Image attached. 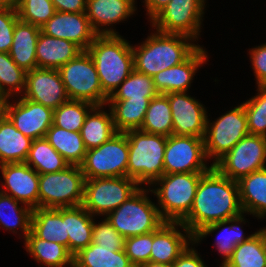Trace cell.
Masks as SVG:
<instances>
[{
    "mask_svg": "<svg viewBox=\"0 0 266 267\" xmlns=\"http://www.w3.org/2000/svg\"><path fill=\"white\" fill-rule=\"evenodd\" d=\"M242 213L238 181L221 175L212 167L201 177L193 206L181 223L194 236L206 225Z\"/></svg>",
    "mask_w": 266,
    "mask_h": 267,
    "instance_id": "obj_1",
    "label": "cell"
},
{
    "mask_svg": "<svg viewBox=\"0 0 266 267\" xmlns=\"http://www.w3.org/2000/svg\"><path fill=\"white\" fill-rule=\"evenodd\" d=\"M194 41L185 35L156 30L141 45L132 46L134 69L153 77L160 71L179 65L200 47Z\"/></svg>",
    "mask_w": 266,
    "mask_h": 267,
    "instance_id": "obj_2",
    "label": "cell"
},
{
    "mask_svg": "<svg viewBox=\"0 0 266 267\" xmlns=\"http://www.w3.org/2000/svg\"><path fill=\"white\" fill-rule=\"evenodd\" d=\"M103 92L110 97L134 70L132 44L119 35H97L87 49Z\"/></svg>",
    "mask_w": 266,
    "mask_h": 267,
    "instance_id": "obj_3",
    "label": "cell"
},
{
    "mask_svg": "<svg viewBox=\"0 0 266 267\" xmlns=\"http://www.w3.org/2000/svg\"><path fill=\"white\" fill-rule=\"evenodd\" d=\"M128 138L129 156L126 176L140 186H151L164 174V151L167 137L149 134L141 130L125 132Z\"/></svg>",
    "mask_w": 266,
    "mask_h": 267,
    "instance_id": "obj_4",
    "label": "cell"
},
{
    "mask_svg": "<svg viewBox=\"0 0 266 267\" xmlns=\"http://www.w3.org/2000/svg\"><path fill=\"white\" fill-rule=\"evenodd\" d=\"M205 173L163 174L150 187L157 197L159 214L165 222H181L190 212L197 186ZM158 185V187H156ZM161 208V209H160Z\"/></svg>",
    "mask_w": 266,
    "mask_h": 267,
    "instance_id": "obj_5",
    "label": "cell"
},
{
    "mask_svg": "<svg viewBox=\"0 0 266 267\" xmlns=\"http://www.w3.org/2000/svg\"><path fill=\"white\" fill-rule=\"evenodd\" d=\"M151 188L140 187L105 218L124 238L156 231L165 221L158 207L148 197Z\"/></svg>",
    "mask_w": 266,
    "mask_h": 267,
    "instance_id": "obj_6",
    "label": "cell"
},
{
    "mask_svg": "<svg viewBox=\"0 0 266 267\" xmlns=\"http://www.w3.org/2000/svg\"><path fill=\"white\" fill-rule=\"evenodd\" d=\"M58 70L70 100L107 106L109 97L102 90L95 63L87 50L80 52Z\"/></svg>",
    "mask_w": 266,
    "mask_h": 267,
    "instance_id": "obj_7",
    "label": "cell"
},
{
    "mask_svg": "<svg viewBox=\"0 0 266 267\" xmlns=\"http://www.w3.org/2000/svg\"><path fill=\"white\" fill-rule=\"evenodd\" d=\"M84 183L85 177L78 165L39 174V207L57 209L82 205Z\"/></svg>",
    "mask_w": 266,
    "mask_h": 267,
    "instance_id": "obj_8",
    "label": "cell"
},
{
    "mask_svg": "<svg viewBox=\"0 0 266 267\" xmlns=\"http://www.w3.org/2000/svg\"><path fill=\"white\" fill-rule=\"evenodd\" d=\"M140 187L134 179L127 176L85 179L82 206L94 217H105Z\"/></svg>",
    "mask_w": 266,
    "mask_h": 267,
    "instance_id": "obj_9",
    "label": "cell"
},
{
    "mask_svg": "<svg viewBox=\"0 0 266 267\" xmlns=\"http://www.w3.org/2000/svg\"><path fill=\"white\" fill-rule=\"evenodd\" d=\"M129 147L125 132H117L96 148L87 150L80 165L85 179L125 177Z\"/></svg>",
    "mask_w": 266,
    "mask_h": 267,
    "instance_id": "obj_10",
    "label": "cell"
},
{
    "mask_svg": "<svg viewBox=\"0 0 266 267\" xmlns=\"http://www.w3.org/2000/svg\"><path fill=\"white\" fill-rule=\"evenodd\" d=\"M249 134L243 103L222 114L215 121L207 118L204 137L205 154L214 165L234 145ZM214 158V159H213Z\"/></svg>",
    "mask_w": 266,
    "mask_h": 267,
    "instance_id": "obj_11",
    "label": "cell"
},
{
    "mask_svg": "<svg viewBox=\"0 0 266 267\" xmlns=\"http://www.w3.org/2000/svg\"><path fill=\"white\" fill-rule=\"evenodd\" d=\"M213 167L223 176L239 181L252 172L266 168V137H243Z\"/></svg>",
    "mask_w": 266,
    "mask_h": 267,
    "instance_id": "obj_12",
    "label": "cell"
},
{
    "mask_svg": "<svg viewBox=\"0 0 266 267\" xmlns=\"http://www.w3.org/2000/svg\"><path fill=\"white\" fill-rule=\"evenodd\" d=\"M206 0H170L150 21L163 33L181 34L198 41Z\"/></svg>",
    "mask_w": 266,
    "mask_h": 267,
    "instance_id": "obj_13",
    "label": "cell"
},
{
    "mask_svg": "<svg viewBox=\"0 0 266 267\" xmlns=\"http://www.w3.org/2000/svg\"><path fill=\"white\" fill-rule=\"evenodd\" d=\"M207 161L204 138L175 134L167 137L164 174L206 173L213 167Z\"/></svg>",
    "mask_w": 266,
    "mask_h": 267,
    "instance_id": "obj_14",
    "label": "cell"
},
{
    "mask_svg": "<svg viewBox=\"0 0 266 267\" xmlns=\"http://www.w3.org/2000/svg\"><path fill=\"white\" fill-rule=\"evenodd\" d=\"M9 100L6 99L5 115L15 128L32 140L45 137L53 124L54 110L22 96L13 103Z\"/></svg>",
    "mask_w": 266,
    "mask_h": 267,
    "instance_id": "obj_15",
    "label": "cell"
},
{
    "mask_svg": "<svg viewBox=\"0 0 266 267\" xmlns=\"http://www.w3.org/2000/svg\"><path fill=\"white\" fill-rule=\"evenodd\" d=\"M165 95L171 108L173 134L204 138L208 118L204 104L187 92H170Z\"/></svg>",
    "mask_w": 266,
    "mask_h": 267,
    "instance_id": "obj_16",
    "label": "cell"
},
{
    "mask_svg": "<svg viewBox=\"0 0 266 267\" xmlns=\"http://www.w3.org/2000/svg\"><path fill=\"white\" fill-rule=\"evenodd\" d=\"M3 181L0 192L12 196L32 210L39 207V174L26 162L0 165ZM9 193V194H8Z\"/></svg>",
    "mask_w": 266,
    "mask_h": 267,
    "instance_id": "obj_17",
    "label": "cell"
},
{
    "mask_svg": "<svg viewBox=\"0 0 266 267\" xmlns=\"http://www.w3.org/2000/svg\"><path fill=\"white\" fill-rule=\"evenodd\" d=\"M21 96L53 110L69 100L59 70L38 67L26 72Z\"/></svg>",
    "mask_w": 266,
    "mask_h": 267,
    "instance_id": "obj_18",
    "label": "cell"
},
{
    "mask_svg": "<svg viewBox=\"0 0 266 267\" xmlns=\"http://www.w3.org/2000/svg\"><path fill=\"white\" fill-rule=\"evenodd\" d=\"M40 29L42 33L50 37L72 41L82 50H87L97 36L91 27L86 12L56 11L54 16Z\"/></svg>",
    "mask_w": 266,
    "mask_h": 267,
    "instance_id": "obj_19",
    "label": "cell"
},
{
    "mask_svg": "<svg viewBox=\"0 0 266 267\" xmlns=\"http://www.w3.org/2000/svg\"><path fill=\"white\" fill-rule=\"evenodd\" d=\"M178 226L183 230L180 231ZM193 242V235L181 222H164L156 231H153L150 261L173 264Z\"/></svg>",
    "mask_w": 266,
    "mask_h": 267,
    "instance_id": "obj_20",
    "label": "cell"
},
{
    "mask_svg": "<svg viewBox=\"0 0 266 267\" xmlns=\"http://www.w3.org/2000/svg\"><path fill=\"white\" fill-rule=\"evenodd\" d=\"M135 0H87L86 14L97 35H119L113 24L135 14ZM112 27H109L111 26ZM105 26V27H104ZM108 26V27H107Z\"/></svg>",
    "mask_w": 266,
    "mask_h": 267,
    "instance_id": "obj_21",
    "label": "cell"
},
{
    "mask_svg": "<svg viewBox=\"0 0 266 267\" xmlns=\"http://www.w3.org/2000/svg\"><path fill=\"white\" fill-rule=\"evenodd\" d=\"M208 59V54L200 46L183 63L160 71L153 76L155 87L159 94L170 92H188L191 87L193 77L199 67H202Z\"/></svg>",
    "mask_w": 266,
    "mask_h": 267,
    "instance_id": "obj_22",
    "label": "cell"
},
{
    "mask_svg": "<svg viewBox=\"0 0 266 267\" xmlns=\"http://www.w3.org/2000/svg\"><path fill=\"white\" fill-rule=\"evenodd\" d=\"M245 220L244 213H242L237 217L206 225L193 236L194 243L199 244L203 238L221 229L214 244L218 249L217 251L220 255H222V263H226L234 248L243 241L248 240L253 235H247V237L244 235L240 225L242 223L245 224Z\"/></svg>",
    "mask_w": 266,
    "mask_h": 267,
    "instance_id": "obj_23",
    "label": "cell"
},
{
    "mask_svg": "<svg viewBox=\"0 0 266 267\" xmlns=\"http://www.w3.org/2000/svg\"><path fill=\"white\" fill-rule=\"evenodd\" d=\"M31 231L40 239L56 242L69 250V237L66 228L65 208L33 209L31 218Z\"/></svg>",
    "mask_w": 266,
    "mask_h": 267,
    "instance_id": "obj_24",
    "label": "cell"
},
{
    "mask_svg": "<svg viewBox=\"0 0 266 267\" xmlns=\"http://www.w3.org/2000/svg\"><path fill=\"white\" fill-rule=\"evenodd\" d=\"M82 51L72 41L50 37L40 31L36 45L37 67L58 70Z\"/></svg>",
    "mask_w": 266,
    "mask_h": 267,
    "instance_id": "obj_25",
    "label": "cell"
},
{
    "mask_svg": "<svg viewBox=\"0 0 266 267\" xmlns=\"http://www.w3.org/2000/svg\"><path fill=\"white\" fill-rule=\"evenodd\" d=\"M40 27L21 21L16 22L13 43L8 52L12 60L25 72L37 68L36 45Z\"/></svg>",
    "mask_w": 266,
    "mask_h": 267,
    "instance_id": "obj_26",
    "label": "cell"
},
{
    "mask_svg": "<svg viewBox=\"0 0 266 267\" xmlns=\"http://www.w3.org/2000/svg\"><path fill=\"white\" fill-rule=\"evenodd\" d=\"M243 213L266 217V168L252 172L238 181Z\"/></svg>",
    "mask_w": 266,
    "mask_h": 267,
    "instance_id": "obj_27",
    "label": "cell"
},
{
    "mask_svg": "<svg viewBox=\"0 0 266 267\" xmlns=\"http://www.w3.org/2000/svg\"><path fill=\"white\" fill-rule=\"evenodd\" d=\"M32 141L30 137L17 130L11 120L4 115L0 120V165L25 162Z\"/></svg>",
    "mask_w": 266,
    "mask_h": 267,
    "instance_id": "obj_28",
    "label": "cell"
},
{
    "mask_svg": "<svg viewBox=\"0 0 266 267\" xmlns=\"http://www.w3.org/2000/svg\"><path fill=\"white\" fill-rule=\"evenodd\" d=\"M25 249L45 267H73V255L62 244L38 238L32 231L24 241Z\"/></svg>",
    "mask_w": 266,
    "mask_h": 267,
    "instance_id": "obj_29",
    "label": "cell"
},
{
    "mask_svg": "<svg viewBox=\"0 0 266 267\" xmlns=\"http://www.w3.org/2000/svg\"><path fill=\"white\" fill-rule=\"evenodd\" d=\"M105 106H95L86 116L80 130L87 150L99 147L117 133L111 109L104 111Z\"/></svg>",
    "mask_w": 266,
    "mask_h": 267,
    "instance_id": "obj_30",
    "label": "cell"
},
{
    "mask_svg": "<svg viewBox=\"0 0 266 267\" xmlns=\"http://www.w3.org/2000/svg\"><path fill=\"white\" fill-rule=\"evenodd\" d=\"M143 99L108 100V106L113 115V122L117 132L138 130L141 128L150 100Z\"/></svg>",
    "mask_w": 266,
    "mask_h": 267,
    "instance_id": "obj_31",
    "label": "cell"
},
{
    "mask_svg": "<svg viewBox=\"0 0 266 267\" xmlns=\"http://www.w3.org/2000/svg\"><path fill=\"white\" fill-rule=\"evenodd\" d=\"M73 267H135L124 248H106L91 243L73 256Z\"/></svg>",
    "mask_w": 266,
    "mask_h": 267,
    "instance_id": "obj_32",
    "label": "cell"
},
{
    "mask_svg": "<svg viewBox=\"0 0 266 267\" xmlns=\"http://www.w3.org/2000/svg\"><path fill=\"white\" fill-rule=\"evenodd\" d=\"M95 218L82 205L66 207V228L69 251L74 256L92 243Z\"/></svg>",
    "mask_w": 266,
    "mask_h": 267,
    "instance_id": "obj_33",
    "label": "cell"
},
{
    "mask_svg": "<svg viewBox=\"0 0 266 267\" xmlns=\"http://www.w3.org/2000/svg\"><path fill=\"white\" fill-rule=\"evenodd\" d=\"M45 138L69 165L80 166L84 161L87 149L80 132L68 131L52 124Z\"/></svg>",
    "mask_w": 266,
    "mask_h": 267,
    "instance_id": "obj_34",
    "label": "cell"
},
{
    "mask_svg": "<svg viewBox=\"0 0 266 267\" xmlns=\"http://www.w3.org/2000/svg\"><path fill=\"white\" fill-rule=\"evenodd\" d=\"M225 264L228 267H266L264 227L238 244Z\"/></svg>",
    "mask_w": 266,
    "mask_h": 267,
    "instance_id": "obj_35",
    "label": "cell"
},
{
    "mask_svg": "<svg viewBox=\"0 0 266 267\" xmlns=\"http://www.w3.org/2000/svg\"><path fill=\"white\" fill-rule=\"evenodd\" d=\"M25 162L36 170L38 174L60 172L70 166L45 137L32 141Z\"/></svg>",
    "mask_w": 266,
    "mask_h": 267,
    "instance_id": "obj_36",
    "label": "cell"
},
{
    "mask_svg": "<svg viewBox=\"0 0 266 267\" xmlns=\"http://www.w3.org/2000/svg\"><path fill=\"white\" fill-rule=\"evenodd\" d=\"M19 203L12 196L0 192V227L15 234L19 228L25 240L31 231L33 210L26 205L19 206Z\"/></svg>",
    "mask_w": 266,
    "mask_h": 267,
    "instance_id": "obj_37",
    "label": "cell"
},
{
    "mask_svg": "<svg viewBox=\"0 0 266 267\" xmlns=\"http://www.w3.org/2000/svg\"><path fill=\"white\" fill-rule=\"evenodd\" d=\"M139 130L165 137L173 135L171 108L165 94H159L150 100L143 124Z\"/></svg>",
    "mask_w": 266,
    "mask_h": 267,
    "instance_id": "obj_38",
    "label": "cell"
},
{
    "mask_svg": "<svg viewBox=\"0 0 266 267\" xmlns=\"http://www.w3.org/2000/svg\"><path fill=\"white\" fill-rule=\"evenodd\" d=\"M95 107L81 100H68L54 110L53 124L68 131L80 132L86 116Z\"/></svg>",
    "mask_w": 266,
    "mask_h": 267,
    "instance_id": "obj_39",
    "label": "cell"
},
{
    "mask_svg": "<svg viewBox=\"0 0 266 267\" xmlns=\"http://www.w3.org/2000/svg\"><path fill=\"white\" fill-rule=\"evenodd\" d=\"M25 80L26 72L12 60L9 53L0 52V97L11 99L13 95L21 96Z\"/></svg>",
    "mask_w": 266,
    "mask_h": 267,
    "instance_id": "obj_40",
    "label": "cell"
},
{
    "mask_svg": "<svg viewBox=\"0 0 266 267\" xmlns=\"http://www.w3.org/2000/svg\"><path fill=\"white\" fill-rule=\"evenodd\" d=\"M158 95L153 77L134 69L108 100L143 99V97H155Z\"/></svg>",
    "mask_w": 266,
    "mask_h": 267,
    "instance_id": "obj_41",
    "label": "cell"
},
{
    "mask_svg": "<svg viewBox=\"0 0 266 267\" xmlns=\"http://www.w3.org/2000/svg\"><path fill=\"white\" fill-rule=\"evenodd\" d=\"M15 8L21 21L39 27L56 13L51 0H17Z\"/></svg>",
    "mask_w": 266,
    "mask_h": 267,
    "instance_id": "obj_42",
    "label": "cell"
},
{
    "mask_svg": "<svg viewBox=\"0 0 266 267\" xmlns=\"http://www.w3.org/2000/svg\"><path fill=\"white\" fill-rule=\"evenodd\" d=\"M258 95L243 102L249 134L266 137V87H257Z\"/></svg>",
    "mask_w": 266,
    "mask_h": 267,
    "instance_id": "obj_43",
    "label": "cell"
},
{
    "mask_svg": "<svg viewBox=\"0 0 266 267\" xmlns=\"http://www.w3.org/2000/svg\"><path fill=\"white\" fill-rule=\"evenodd\" d=\"M153 232L125 238L124 250L135 267L150 262Z\"/></svg>",
    "mask_w": 266,
    "mask_h": 267,
    "instance_id": "obj_44",
    "label": "cell"
},
{
    "mask_svg": "<svg viewBox=\"0 0 266 267\" xmlns=\"http://www.w3.org/2000/svg\"><path fill=\"white\" fill-rule=\"evenodd\" d=\"M92 243L106 248H124L125 238L107 221L93 222Z\"/></svg>",
    "mask_w": 266,
    "mask_h": 267,
    "instance_id": "obj_45",
    "label": "cell"
},
{
    "mask_svg": "<svg viewBox=\"0 0 266 267\" xmlns=\"http://www.w3.org/2000/svg\"><path fill=\"white\" fill-rule=\"evenodd\" d=\"M19 20L15 7H0V52L8 53L13 43V33Z\"/></svg>",
    "mask_w": 266,
    "mask_h": 267,
    "instance_id": "obj_46",
    "label": "cell"
},
{
    "mask_svg": "<svg viewBox=\"0 0 266 267\" xmlns=\"http://www.w3.org/2000/svg\"><path fill=\"white\" fill-rule=\"evenodd\" d=\"M250 61L258 87H266V43L249 49Z\"/></svg>",
    "mask_w": 266,
    "mask_h": 267,
    "instance_id": "obj_47",
    "label": "cell"
},
{
    "mask_svg": "<svg viewBox=\"0 0 266 267\" xmlns=\"http://www.w3.org/2000/svg\"><path fill=\"white\" fill-rule=\"evenodd\" d=\"M193 245L194 242L173 262V267H207L195 247L192 248Z\"/></svg>",
    "mask_w": 266,
    "mask_h": 267,
    "instance_id": "obj_48",
    "label": "cell"
},
{
    "mask_svg": "<svg viewBox=\"0 0 266 267\" xmlns=\"http://www.w3.org/2000/svg\"><path fill=\"white\" fill-rule=\"evenodd\" d=\"M56 11L80 13L86 12L87 0H51Z\"/></svg>",
    "mask_w": 266,
    "mask_h": 267,
    "instance_id": "obj_49",
    "label": "cell"
},
{
    "mask_svg": "<svg viewBox=\"0 0 266 267\" xmlns=\"http://www.w3.org/2000/svg\"><path fill=\"white\" fill-rule=\"evenodd\" d=\"M170 0H144L147 16L151 21L168 3Z\"/></svg>",
    "mask_w": 266,
    "mask_h": 267,
    "instance_id": "obj_50",
    "label": "cell"
},
{
    "mask_svg": "<svg viewBox=\"0 0 266 267\" xmlns=\"http://www.w3.org/2000/svg\"><path fill=\"white\" fill-rule=\"evenodd\" d=\"M141 267H173V266H172V264H163V263H159V262H151L150 261Z\"/></svg>",
    "mask_w": 266,
    "mask_h": 267,
    "instance_id": "obj_51",
    "label": "cell"
},
{
    "mask_svg": "<svg viewBox=\"0 0 266 267\" xmlns=\"http://www.w3.org/2000/svg\"><path fill=\"white\" fill-rule=\"evenodd\" d=\"M17 0H0V7H15Z\"/></svg>",
    "mask_w": 266,
    "mask_h": 267,
    "instance_id": "obj_52",
    "label": "cell"
},
{
    "mask_svg": "<svg viewBox=\"0 0 266 267\" xmlns=\"http://www.w3.org/2000/svg\"><path fill=\"white\" fill-rule=\"evenodd\" d=\"M5 115V104H0V120Z\"/></svg>",
    "mask_w": 266,
    "mask_h": 267,
    "instance_id": "obj_53",
    "label": "cell"
},
{
    "mask_svg": "<svg viewBox=\"0 0 266 267\" xmlns=\"http://www.w3.org/2000/svg\"><path fill=\"white\" fill-rule=\"evenodd\" d=\"M6 103V99H3L0 97V104H5Z\"/></svg>",
    "mask_w": 266,
    "mask_h": 267,
    "instance_id": "obj_54",
    "label": "cell"
},
{
    "mask_svg": "<svg viewBox=\"0 0 266 267\" xmlns=\"http://www.w3.org/2000/svg\"><path fill=\"white\" fill-rule=\"evenodd\" d=\"M219 267H228L225 263H221Z\"/></svg>",
    "mask_w": 266,
    "mask_h": 267,
    "instance_id": "obj_55",
    "label": "cell"
},
{
    "mask_svg": "<svg viewBox=\"0 0 266 267\" xmlns=\"http://www.w3.org/2000/svg\"><path fill=\"white\" fill-rule=\"evenodd\" d=\"M264 239H265V242H266V228H264Z\"/></svg>",
    "mask_w": 266,
    "mask_h": 267,
    "instance_id": "obj_56",
    "label": "cell"
}]
</instances>
